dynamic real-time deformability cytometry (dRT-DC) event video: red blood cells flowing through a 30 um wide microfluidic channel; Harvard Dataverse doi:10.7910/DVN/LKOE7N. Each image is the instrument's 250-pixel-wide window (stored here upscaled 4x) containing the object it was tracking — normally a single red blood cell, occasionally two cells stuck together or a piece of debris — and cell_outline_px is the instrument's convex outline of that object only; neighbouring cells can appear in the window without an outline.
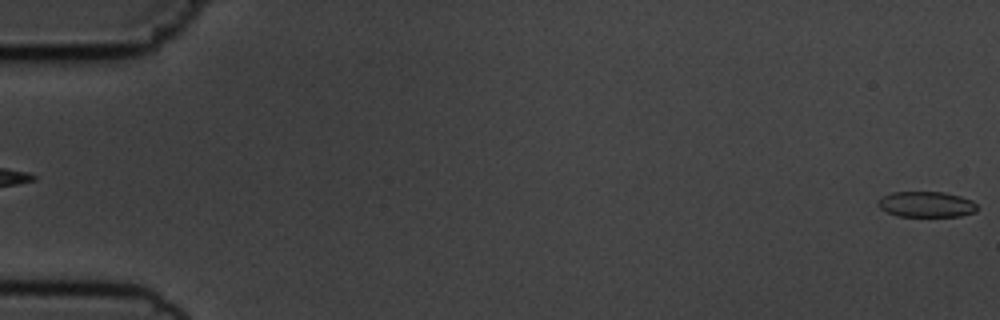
{"species": "common noctule bat (a hibernating species)", "species_latin": "Nyctalus noctula", "temperature_condition": "cold", "stored_images_in_passage": 6, "segment_of_instrument_passage": [2, 2], "camera_frame_rate_fps": 3000, "um_per_image_px": 0.085, "animal": {"sex": "male", "body_mass_g": 19.5, "forearm_length_mm": 54.6}, "frame": {"image": 1, "passage_image": 6, "time_ms": 6.0, "image_size_px": [1000, 320], "cell_outline_px": [[976, 212], [960, 216], [896, 216], [880, 208], [876, 204], [876, 200], [880, 196], [892, 192], [944, 192], [960, 196], [972, 200], [976, 204]], "centroid_in_image_um": [78.69, 17.36], "position_along_channel_um": 6.3, "area_um2": 14.97}}